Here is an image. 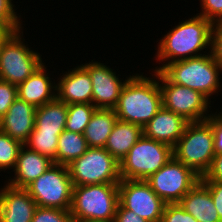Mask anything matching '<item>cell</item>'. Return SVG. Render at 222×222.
Returning a JSON list of instances; mask_svg holds the SVG:
<instances>
[{
    "label": "cell",
    "instance_id": "ba28073f",
    "mask_svg": "<svg viewBox=\"0 0 222 222\" xmlns=\"http://www.w3.org/2000/svg\"><path fill=\"white\" fill-rule=\"evenodd\" d=\"M23 35L21 30L13 32L0 51V79L14 85L24 82L45 64L40 53L25 45Z\"/></svg>",
    "mask_w": 222,
    "mask_h": 222
},
{
    "label": "cell",
    "instance_id": "d6a6232c",
    "mask_svg": "<svg viewBox=\"0 0 222 222\" xmlns=\"http://www.w3.org/2000/svg\"><path fill=\"white\" fill-rule=\"evenodd\" d=\"M211 53L222 67V22L213 24L211 31Z\"/></svg>",
    "mask_w": 222,
    "mask_h": 222
},
{
    "label": "cell",
    "instance_id": "e0dca14e",
    "mask_svg": "<svg viewBox=\"0 0 222 222\" xmlns=\"http://www.w3.org/2000/svg\"><path fill=\"white\" fill-rule=\"evenodd\" d=\"M35 111L33 104L17 97L0 118V130L24 144L35 127Z\"/></svg>",
    "mask_w": 222,
    "mask_h": 222
},
{
    "label": "cell",
    "instance_id": "5b68a950",
    "mask_svg": "<svg viewBox=\"0 0 222 222\" xmlns=\"http://www.w3.org/2000/svg\"><path fill=\"white\" fill-rule=\"evenodd\" d=\"M216 155L214 133L208 121L189 122L173 147V157L203 177Z\"/></svg>",
    "mask_w": 222,
    "mask_h": 222
},
{
    "label": "cell",
    "instance_id": "d6986e66",
    "mask_svg": "<svg viewBox=\"0 0 222 222\" xmlns=\"http://www.w3.org/2000/svg\"><path fill=\"white\" fill-rule=\"evenodd\" d=\"M45 66L41 65L24 82L17 85L18 98L35 107L56 99L57 83L51 80Z\"/></svg>",
    "mask_w": 222,
    "mask_h": 222
},
{
    "label": "cell",
    "instance_id": "3957f363",
    "mask_svg": "<svg viewBox=\"0 0 222 222\" xmlns=\"http://www.w3.org/2000/svg\"><path fill=\"white\" fill-rule=\"evenodd\" d=\"M208 52L198 57L166 64L160 72L171 83L199 91L211 101L210 97L218 94L222 87L219 82L222 67L214 59L211 50Z\"/></svg>",
    "mask_w": 222,
    "mask_h": 222
},
{
    "label": "cell",
    "instance_id": "ac0fdd59",
    "mask_svg": "<svg viewBox=\"0 0 222 222\" xmlns=\"http://www.w3.org/2000/svg\"><path fill=\"white\" fill-rule=\"evenodd\" d=\"M53 164V161L48 157L32 151L23 145L19 152L16 165L12 170L15 173L14 177H10V179H7L9 181L6 182L14 188L25 189Z\"/></svg>",
    "mask_w": 222,
    "mask_h": 222
},
{
    "label": "cell",
    "instance_id": "4dcf8cb0",
    "mask_svg": "<svg viewBox=\"0 0 222 222\" xmlns=\"http://www.w3.org/2000/svg\"><path fill=\"white\" fill-rule=\"evenodd\" d=\"M17 97V85L0 79V118L7 113Z\"/></svg>",
    "mask_w": 222,
    "mask_h": 222
},
{
    "label": "cell",
    "instance_id": "9c48e42d",
    "mask_svg": "<svg viewBox=\"0 0 222 222\" xmlns=\"http://www.w3.org/2000/svg\"><path fill=\"white\" fill-rule=\"evenodd\" d=\"M25 189L39 207L70 211L73 184L68 166L53 164Z\"/></svg>",
    "mask_w": 222,
    "mask_h": 222
},
{
    "label": "cell",
    "instance_id": "30bf717a",
    "mask_svg": "<svg viewBox=\"0 0 222 222\" xmlns=\"http://www.w3.org/2000/svg\"><path fill=\"white\" fill-rule=\"evenodd\" d=\"M193 170L174 157L145 181L166 204L179 203L200 181Z\"/></svg>",
    "mask_w": 222,
    "mask_h": 222
},
{
    "label": "cell",
    "instance_id": "f35d334b",
    "mask_svg": "<svg viewBox=\"0 0 222 222\" xmlns=\"http://www.w3.org/2000/svg\"><path fill=\"white\" fill-rule=\"evenodd\" d=\"M75 222H114V221L84 220V221H75Z\"/></svg>",
    "mask_w": 222,
    "mask_h": 222
},
{
    "label": "cell",
    "instance_id": "7402d4cb",
    "mask_svg": "<svg viewBox=\"0 0 222 222\" xmlns=\"http://www.w3.org/2000/svg\"><path fill=\"white\" fill-rule=\"evenodd\" d=\"M118 120L114 109L96 108L83 133L90 148H104Z\"/></svg>",
    "mask_w": 222,
    "mask_h": 222
},
{
    "label": "cell",
    "instance_id": "8fae6325",
    "mask_svg": "<svg viewBox=\"0 0 222 222\" xmlns=\"http://www.w3.org/2000/svg\"><path fill=\"white\" fill-rule=\"evenodd\" d=\"M162 107L184 117L188 122L205 121L211 114V101L199 91L171 83L159 71Z\"/></svg>",
    "mask_w": 222,
    "mask_h": 222
},
{
    "label": "cell",
    "instance_id": "603a6c76",
    "mask_svg": "<svg viewBox=\"0 0 222 222\" xmlns=\"http://www.w3.org/2000/svg\"><path fill=\"white\" fill-rule=\"evenodd\" d=\"M67 121V104L57 98L36 107L35 132L62 133Z\"/></svg>",
    "mask_w": 222,
    "mask_h": 222
},
{
    "label": "cell",
    "instance_id": "f546056e",
    "mask_svg": "<svg viewBox=\"0 0 222 222\" xmlns=\"http://www.w3.org/2000/svg\"><path fill=\"white\" fill-rule=\"evenodd\" d=\"M160 222H198L179 203L166 204Z\"/></svg>",
    "mask_w": 222,
    "mask_h": 222
},
{
    "label": "cell",
    "instance_id": "7c38bea8",
    "mask_svg": "<svg viewBox=\"0 0 222 222\" xmlns=\"http://www.w3.org/2000/svg\"><path fill=\"white\" fill-rule=\"evenodd\" d=\"M119 203L148 222H160L166 205L145 180H121Z\"/></svg>",
    "mask_w": 222,
    "mask_h": 222
},
{
    "label": "cell",
    "instance_id": "1f68e13d",
    "mask_svg": "<svg viewBox=\"0 0 222 222\" xmlns=\"http://www.w3.org/2000/svg\"><path fill=\"white\" fill-rule=\"evenodd\" d=\"M202 10L198 15L203 16L212 24L222 22V0H201Z\"/></svg>",
    "mask_w": 222,
    "mask_h": 222
},
{
    "label": "cell",
    "instance_id": "8992f818",
    "mask_svg": "<svg viewBox=\"0 0 222 222\" xmlns=\"http://www.w3.org/2000/svg\"><path fill=\"white\" fill-rule=\"evenodd\" d=\"M173 158V148L142 135L120 161L121 180H146Z\"/></svg>",
    "mask_w": 222,
    "mask_h": 222
},
{
    "label": "cell",
    "instance_id": "f1b7e54d",
    "mask_svg": "<svg viewBox=\"0 0 222 222\" xmlns=\"http://www.w3.org/2000/svg\"><path fill=\"white\" fill-rule=\"evenodd\" d=\"M13 0H0V26L9 27L13 32L22 30V20L15 12ZM21 20V21H20Z\"/></svg>",
    "mask_w": 222,
    "mask_h": 222
},
{
    "label": "cell",
    "instance_id": "d4e9b609",
    "mask_svg": "<svg viewBox=\"0 0 222 222\" xmlns=\"http://www.w3.org/2000/svg\"><path fill=\"white\" fill-rule=\"evenodd\" d=\"M60 134L61 133L35 132L33 130L28 140L24 143V146L48 157L56 164L57 143Z\"/></svg>",
    "mask_w": 222,
    "mask_h": 222
},
{
    "label": "cell",
    "instance_id": "d590c367",
    "mask_svg": "<svg viewBox=\"0 0 222 222\" xmlns=\"http://www.w3.org/2000/svg\"><path fill=\"white\" fill-rule=\"evenodd\" d=\"M210 191L215 208L222 222V182H202Z\"/></svg>",
    "mask_w": 222,
    "mask_h": 222
},
{
    "label": "cell",
    "instance_id": "44dd1931",
    "mask_svg": "<svg viewBox=\"0 0 222 222\" xmlns=\"http://www.w3.org/2000/svg\"><path fill=\"white\" fill-rule=\"evenodd\" d=\"M142 135L140 125L117 120L104 148L120 162Z\"/></svg>",
    "mask_w": 222,
    "mask_h": 222
},
{
    "label": "cell",
    "instance_id": "4fadbf2b",
    "mask_svg": "<svg viewBox=\"0 0 222 222\" xmlns=\"http://www.w3.org/2000/svg\"><path fill=\"white\" fill-rule=\"evenodd\" d=\"M88 72L92 81V104L96 108L114 109L118 103L121 91L126 84V81L131 77H126L125 80H120L121 76L110 66L104 63L94 62L81 64ZM123 81V82H122Z\"/></svg>",
    "mask_w": 222,
    "mask_h": 222
},
{
    "label": "cell",
    "instance_id": "8d00e7d4",
    "mask_svg": "<svg viewBox=\"0 0 222 222\" xmlns=\"http://www.w3.org/2000/svg\"><path fill=\"white\" fill-rule=\"evenodd\" d=\"M114 222H148L146 219L139 217L131 210L125 209L120 203H118Z\"/></svg>",
    "mask_w": 222,
    "mask_h": 222
},
{
    "label": "cell",
    "instance_id": "ffe728a7",
    "mask_svg": "<svg viewBox=\"0 0 222 222\" xmlns=\"http://www.w3.org/2000/svg\"><path fill=\"white\" fill-rule=\"evenodd\" d=\"M198 222H221L209 189L199 181L179 202Z\"/></svg>",
    "mask_w": 222,
    "mask_h": 222
},
{
    "label": "cell",
    "instance_id": "277c9868",
    "mask_svg": "<svg viewBox=\"0 0 222 222\" xmlns=\"http://www.w3.org/2000/svg\"><path fill=\"white\" fill-rule=\"evenodd\" d=\"M119 184L73 186L70 214L75 221H114Z\"/></svg>",
    "mask_w": 222,
    "mask_h": 222
},
{
    "label": "cell",
    "instance_id": "836d02e7",
    "mask_svg": "<svg viewBox=\"0 0 222 222\" xmlns=\"http://www.w3.org/2000/svg\"><path fill=\"white\" fill-rule=\"evenodd\" d=\"M201 182H222V153L216 154Z\"/></svg>",
    "mask_w": 222,
    "mask_h": 222
},
{
    "label": "cell",
    "instance_id": "83f0119b",
    "mask_svg": "<svg viewBox=\"0 0 222 222\" xmlns=\"http://www.w3.org/2000/svg\"><path fill=\"white\" fill-rule=\"evenodd\" d=\"M31 222H75L70 211L37 206Z\"/></svg>",
    "mask_w": 222,
    "mask_h": 222
},
{
    "label": "cell",
    "instance_id": "6da1fadb",
    "mask_svg": "<svg viewBox=\"0 0 222 222\" xmlns=\"http://www.w3.org/2000/svg\"><path fill=\"white\" fill-rule=\"evenodd\" d=\"M212 26L209 20L198 14L179 22L158 42L155 58L163 64L153 71H160L164 65L175 61L204 55L201 51L211 49Z\"/></svg>",
    "mask_w": 222,
    "mask_h": 222
},
{
    "label": "cell",
    "instance_id": "e575fe53",
    "mask_svg": "<svg viewBox=\"0 0 222 222\" xmlns=\"http://www.w3.org/2000/svg\"><path fill=\"white\" fill-rule=\"evenodd\" d=\"M207 120L212 124L215 153H222V111L217 114L211 112Z\"/></svg>",
    "mask_w": 222,
    "mask_h": 222
},
{
    "label": "cell",
    "instance_id": "74e56055",
    "mask_svg": "<svg viewBox=\"0 0 222 222\" xmlns=\"http://www.w3.org/2000/svg\"><path fill=\"white\" fill-rule=\"evenodd\" d=\"M13 33L9 27L0 26V51L3 43L8 39V37Z\"/></svg>",
    "mask_w": 222,
    "mask_h": 222
},
{
    "label": "cell",
    "instance_id": "9a60e30c",
    "mask_svg": "<svg viewBox=\"0 0 222 222\" xmlns=\"http://www.w3.org/2000/svg\"><path fill=\"white\" fill-rule=\"evenodd\" d=\"M57 82L56 98L68 104L92 103V81L89 72L82 66L62 73ZM63 76V77H62Z\"/></svg>",
    "mask_w": 222,
    "mask_h": 222
},
{
    "label": "cell",
    "instance_id": "2e32d148",
    "mask_svg": "<svg viewBox=\"0 0 222 222\" xmlns=\"http://www.w3.org/2000/svg\"><path fill=\"white\" fill-rule=\"evenodd\" d=\"M188 123L181 115L161 107L152 119L142 127L143 135L173 148Z\"/></svg>",
    "mask_w": 222,
    "mask_h": 222
},
{
    "label": "cell",
    "instance_id": "7a4b0ae2",
    "mask_svg": "<svg viewBox=\"0 0 222 222\" xmlns=\"http://www.w3.org/2000/svg\"><path fill=\"white\" fill-rule=\"evenodd\" d=\"M153 73V78L137 73L126 81L114 108L118 120L144 127L161 109L159 71Z\"/></svg>",
    "mask_w": 222,
    "mask_h": 222
},
{
    "label": "cell",
    "instance_id": "52a82bcc",
    "mask_svg": "<svg viewBox=\"0 0 222 222\" xmlns=\"http://www.w3.org/2000/svg\"><path fill=\"white\" fill-rule=\"evenodd\" d=\"M73 186L119 184L120 162L105 148H88L68 165Z\"/></svg>",
    "mask_w": 222,
    "mask_h": 222
},
{
    "label": "cell",
    "instance_id": "4316f807",
    "mask_svg": "<svg viewBox=\"0 0 222 222\" xmlns=\"http://www.w3.org/2000/svg\"><path fill=\"white\" fill-rule=\"evenodd\" d=\"M23 143L0 130V170L14 169ZM11 168V169H10Z\"/></svg>",
    "mask_w": 222,
    "mask_h": 222
},
{
    "label": "cell",
    "instance_id": "484cf974",
    "mask_svg": "<svg viewBox=\"0 0 222 222\" xmlns=\"http://www.w3.org/2000/svg\"><path fill=\"white\" fill-rule=\"evenodd\" d=\"M95 110L92 103L68 104L65 130L83 134Z\"/></svg>",
    "mask_w": 222,
    "mask_h": 222
},
{
    "label": "cell",
    "instance_id": "5bb4252c",
    "mask_svg": "<svg viewBox=\"0 0 222 222\" xmlns=\"http://www.w3.org/2000/svg\"><path fill=\"white\" fill-rule=\"evenodd\" d=\"M37 205L24 188L0 189V222H31Z\"/></svg>",
    "mask_w": 222,
    "mask_h": 222
},
{
    "label": "cell",
    "instance_id": "cb8c5ba5",
    "mask_svg": "<svg viewBox=\"0 0 222 222\" xmlns=\"http://www.w3.org/2000/svg\"><path fill=\"white\" fill-rule=\"evenodd\" d=\"M88 148L83 134L64 130L59 135L57 143L56 164L68 166L81 157Z\"/></svg>",
    "mask_w": 222,
    "mask_h": 222
}]
</instances>
